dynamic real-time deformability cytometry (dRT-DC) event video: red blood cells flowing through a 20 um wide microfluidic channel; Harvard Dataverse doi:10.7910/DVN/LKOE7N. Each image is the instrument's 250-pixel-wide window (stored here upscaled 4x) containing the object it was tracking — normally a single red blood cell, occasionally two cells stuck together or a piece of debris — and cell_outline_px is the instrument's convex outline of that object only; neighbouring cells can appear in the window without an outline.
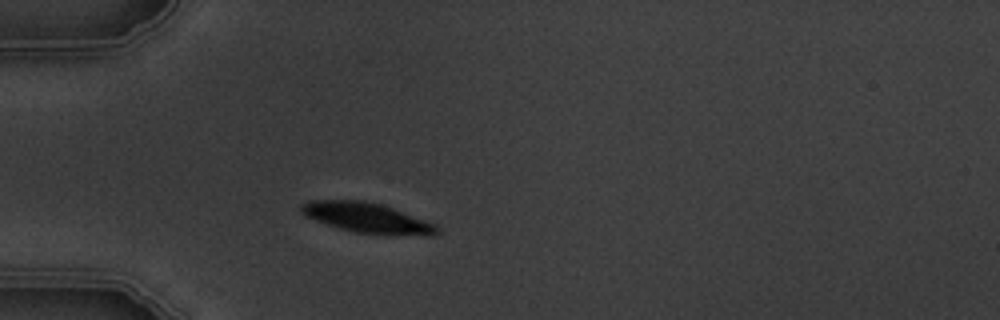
{"species": "common noctule bat (a hibernating species)", "species_latin": "Nyctalus noctula", "temperature_condition": "warm", "stored_images_in_passage": 2, "camera_frame_rate_fps": 3000, "um_per_image_px": 0.085, "animal": {"sex": "male", "body_mass_g": 19.5, "forearm_length_mm": 54.6}, "frame": {"image": 1, "passage_image": 2, "time_ms": 1.667, "image_size_px": [1000, 320], "cell_outline_px": [[440, 232], [436, 236], [376, 236], [352, 232], [304, 216], [300, 212], [300, 204], [308, 200], [364, 200], [380, 204], [392, 208], [436, 224], [440, 228]], "centroid_in_image_um": [31.26, 18.56], "position_along_channel_um": 53.7, "area_um2": 24.51}}